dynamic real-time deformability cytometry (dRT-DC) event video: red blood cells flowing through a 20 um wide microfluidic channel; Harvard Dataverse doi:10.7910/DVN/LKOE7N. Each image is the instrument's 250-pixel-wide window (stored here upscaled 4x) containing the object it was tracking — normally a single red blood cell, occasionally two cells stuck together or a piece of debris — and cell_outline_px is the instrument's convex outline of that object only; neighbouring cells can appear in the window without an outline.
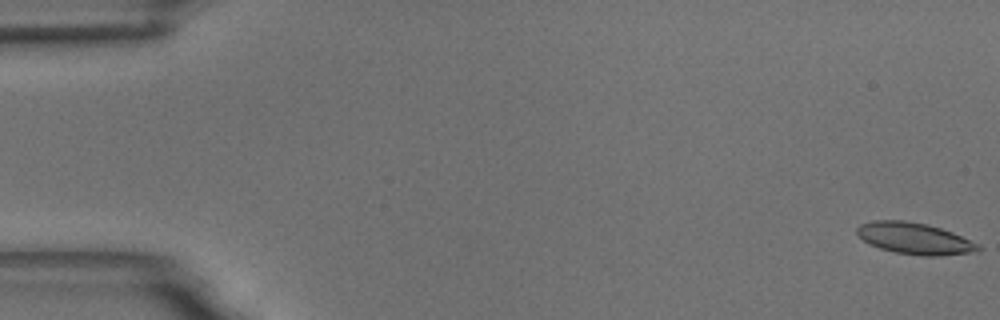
{"species": "common noctule bat (a hibernating species)", "species_latin": "Nyctalus noctula", "temperature_condition": "room temperature", "stored_images_in_passage": 12, "camera_frame_rate_fps": 3000, "um_per_image_px": 0.085, "animal": {"sex": "male", "body_mass_g": 18.8}, "frame": {"image": 1, "passage_image": 1, "time_ms": 0.0, "image_size_px": [1000, 320], "cell_outline_px": [[984, 248], [976, 252], [940, 256], [924, 256], [896, 252], [880, 248], [868, 244], [856, 232], [856, 228], [860, 224], [872, 220], [904, 220], [928, 224], [952, 232], [980, 244]], "centroid_in_image_um": [77.77, 20.27], "position_along_channel_um": 7.2, "area_um2": 22.43}}